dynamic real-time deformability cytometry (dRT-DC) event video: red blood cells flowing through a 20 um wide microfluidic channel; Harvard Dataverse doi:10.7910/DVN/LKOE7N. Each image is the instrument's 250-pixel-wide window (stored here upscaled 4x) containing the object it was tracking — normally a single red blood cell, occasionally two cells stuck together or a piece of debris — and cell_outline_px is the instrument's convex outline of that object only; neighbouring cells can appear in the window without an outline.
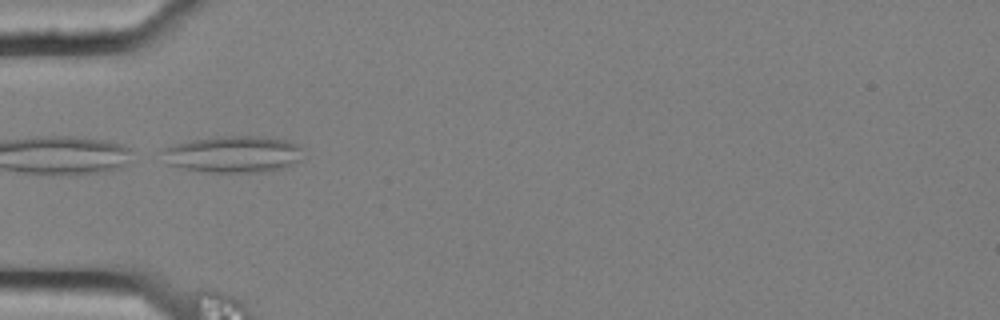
{"species": "common noctule bat (a hibernating species)", "species_latin": "Nyctalus noctula", "temperature_condition": "cold", "stored_images_in_passage": 3, "camera_frame_rate_fps": 3000, "um_per_image_px": 0.085, "animal": {"sex": "female", "body_mass_g": 25.1}, "frame": {"image": 1, "passage_image": 1, "time_ms": 0.0, "image_size_px": [1000, 320], "cell_outline_px": [[304, 148], [300, 160], [284, 168], [268, 172], [208, 172], [184, 168], [168, 164], [160, 152], [160, 148], [172, 144], [192, 140], [220, 136], [260, 136], [284, 140], [296, 144]], "centroid_in_image_um": [19.81, 13.11], "position_along_channel_um": 65.2, "area_um2": 30.35}}